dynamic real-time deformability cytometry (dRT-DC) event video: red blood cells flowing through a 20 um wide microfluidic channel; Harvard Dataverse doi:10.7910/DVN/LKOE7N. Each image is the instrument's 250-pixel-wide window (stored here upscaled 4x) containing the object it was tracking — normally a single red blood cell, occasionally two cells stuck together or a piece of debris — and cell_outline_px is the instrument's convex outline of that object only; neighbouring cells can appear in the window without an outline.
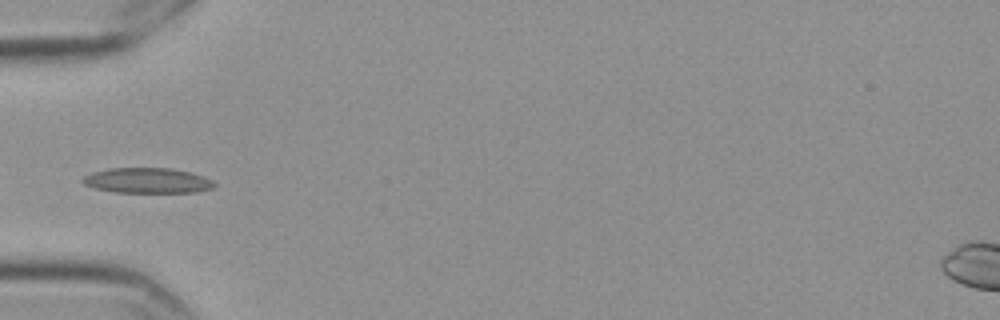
{"species": "Egyptian fruit bat (a non-hibernating species)", "species_latin": "Rousettus aegyptiacus", "temperature_condition": "cold", "stored_images_in_passage": 39, "camera_frame_rate_fps": 3000, "um_per_image_px": 0.085, "frame": {"image": 1, "passage_image": 1, "time_ms": 0.0, "image_size_px": [1000, 320], "cell_outline_px": [[216, 184], [212, 188], [196, 192], [112, 192], [96, 188], [84, 184], [80, 180], [84, 176], [92, 172], [108, 168], [172, 168], [204, 176], [212, 180]], "centroid_in_image_um": [12.51, 15.34], "position_along_channel_um": 72.5, "area_um2": 19.36}}
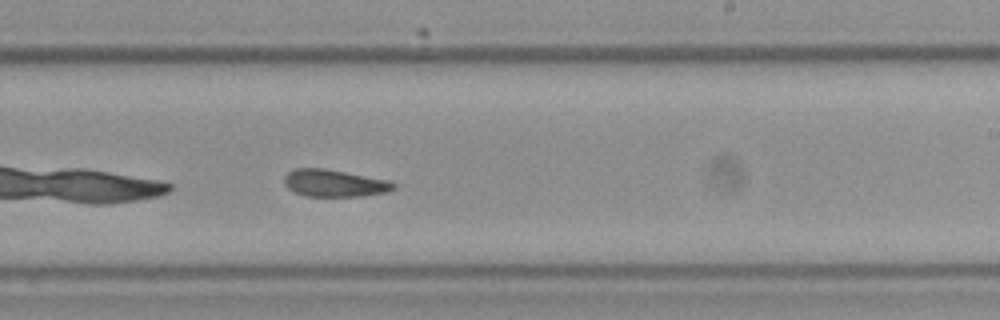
{"frame": {"image": 2, "passage_image": 17, "time_ms": 5.333, "image_size_px": [1000, 320], "cell_outline_px": [[396, 188], [388, 192], [360, 196], [304, 196], [288, 188], [284, 184], [284, 176], [288, 172], [296, 168], [324, 168], [388, 180], [396, 184]], "centroid_in_image_um": [28.42, 15.57], "position_along_channel_um": 260.6, "area_um2": 17.28}}
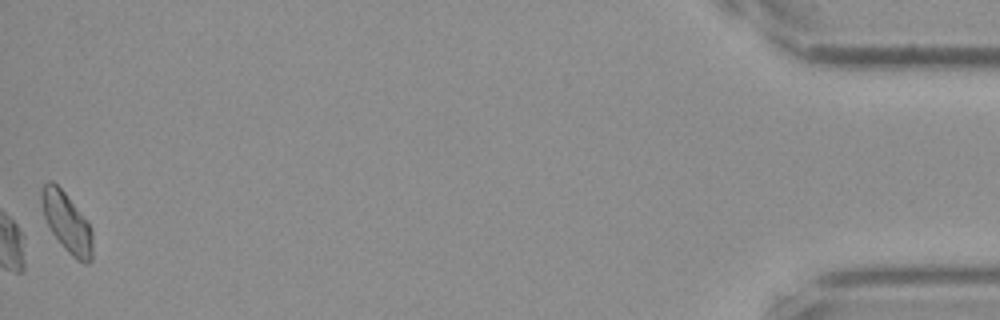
{"frame": {"image": 3, "passage_image": 39, "time_ms": 12.667, "image_size_px": [1000, 320], "cell_outline_px": [[92, 260], [88, 264], [84, 264], [76, 260], [64, 248], [52, 232], [44, 216], [40, 200], [40, 188], [48, 180], [52, 180], [64, 192], [88, 220], [92, 228]], "centroid_in_image_um": [5.69, 18.9], "position_along_channel_um": 429.5, "area_um2": 17.98}, "authors_computed_cell_mechanics": {"area_um2": 17.629, "velocity_mm_per_s": 3.5184, "shape_relaxation_time_tau1_ms": null, "shape_relaxation_time_tau2_ms": 2.5316, "deformation_change_tau1": null, "deformation_change_tau2": 0.0839}}